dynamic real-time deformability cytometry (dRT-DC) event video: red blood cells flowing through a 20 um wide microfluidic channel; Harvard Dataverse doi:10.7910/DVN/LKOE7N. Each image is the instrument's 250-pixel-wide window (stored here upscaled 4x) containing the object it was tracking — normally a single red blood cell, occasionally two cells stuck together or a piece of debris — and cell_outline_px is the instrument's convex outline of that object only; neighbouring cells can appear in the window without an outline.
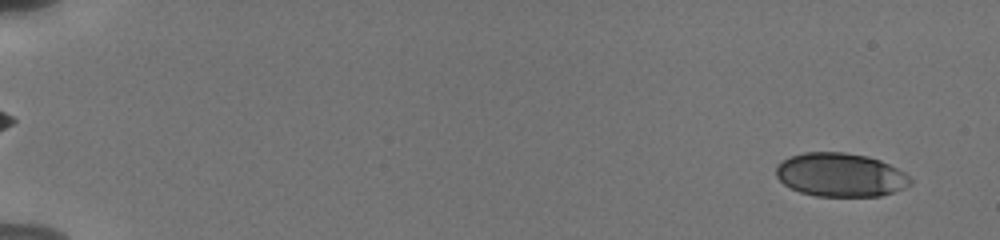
{"species": "human", "species_latin": "Homo sapiens", "temperature_condition": "cold", "stored_images_in_passage": 18, "camera_frame_rate_fps": 3000, "um_per_image_px": 0.085, "donor": {"sex": "male"}, "frame": {"image": 1, "passage_image": 1, "time_ms": 0.0, "image_size_px": [1000, 240], "cell_outline_px": [[912, 184], [904, 188], [880, 196], [816, 196], [800, 192], [784, 184], [776, 176], [776, 164], [792, 156], [804, 152], [844, 152], [868, 156], [880, 160], [904, 172], [912, 180]], "centroid_in_image_um": [71.44, 14.86], "position_along_channel_um": 13.6, "area_um2": 34.1}}
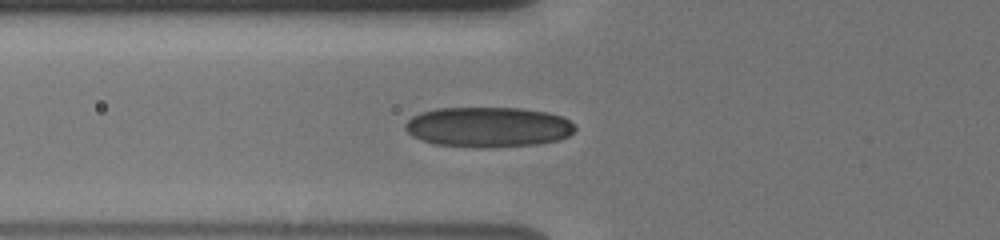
{"frame": {"image": 2, "passage_image": 7, "time_ms": 6.333, "image_size_px": [1000, 240], "cell_outline_px": [[576, 132], [560, 140], [536, 144], [480, 148], [436, 144], [420, 140], [412, 136], [404, 128], [404, 124], [412, 116], [420, 112], [436, 108], [524, 108], [548, 112], [564, 116], [576, 124]], "centroid_in_image_um": [41.53, 10.79], "position_along_channel_um": 84.3, "area_um2": 40.29}}
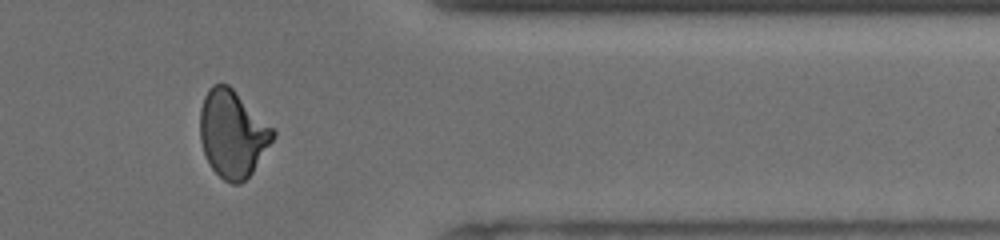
{"frame": {"image": 3, "passage_image": 16, "time_ms": 14.667, "image_size_px": [1000, 240], "cell_outline_px": [[276, 136], [252, 172], [240, 184], [232, 184], [224, 180], [212, 168], [204, 152], [200, 140], [200, 108], [204, 96], [208, 88], [212, 84], [228, 84], [276, 128]], "centroid_in_image_um": [19.79, 11.34], "position_along_channel_um": 391.6, "area_um2": 37.28}, "authors_computed_cell_mechanics": {"area_um2": 37.1365, "velocity_mm_per_s": 3.8138, "shape_relaxation_time_tau1_ms": 6.0713, "shape_relaxation_time_tau2_ms": 1.2119, "deformation_change_tau1": 0.1721, "deformation_change_tau2": 0.0733}}